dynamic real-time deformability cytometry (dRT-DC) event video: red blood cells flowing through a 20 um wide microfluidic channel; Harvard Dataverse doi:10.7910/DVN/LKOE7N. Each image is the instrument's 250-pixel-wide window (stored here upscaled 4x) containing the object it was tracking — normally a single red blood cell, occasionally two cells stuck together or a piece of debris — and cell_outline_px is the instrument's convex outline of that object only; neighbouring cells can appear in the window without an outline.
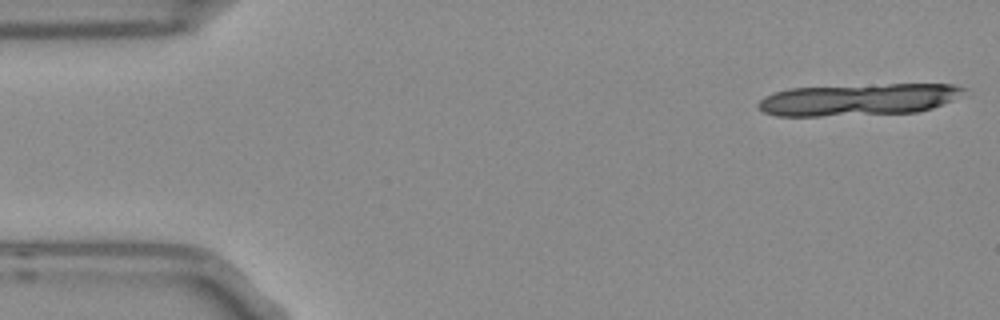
{"species": "Egyptian fruit bat (a non-hibernating species)", "species_latin": "Rousettus aegyptiacus", "temperature_condition": "room temperature", "stored_images_in_passage": 16, "camera_frame_rate_fps": 3000, "um_per_image_px": 0.085, "frame": {"image": 1, "passage_image": 1, "time_ms": 0.0, "image_size_px": [1000, 320], "cell_outline_px": [[968, 88], [952, 100], [932, 108], [916, 112], [820, 116], [776, 116], [764, 112], [756, 104], [764, 96], [772, 92], [788, 88], [888, 84], [956, 84]], "centroid_in_image_um": [72.93, 8.46], "position_along_channel_um": 12.1, "area_um2": 38.21}}